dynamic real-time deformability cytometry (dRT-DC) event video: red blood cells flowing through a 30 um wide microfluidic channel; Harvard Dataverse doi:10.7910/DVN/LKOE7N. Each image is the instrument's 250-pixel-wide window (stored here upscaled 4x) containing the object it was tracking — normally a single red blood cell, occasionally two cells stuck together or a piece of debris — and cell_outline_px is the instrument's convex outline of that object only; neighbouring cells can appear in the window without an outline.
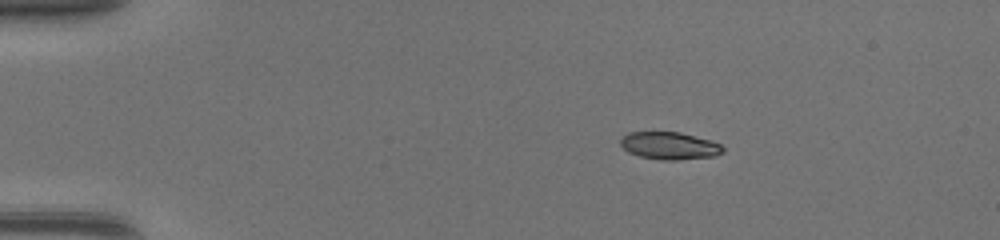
{"species": "common noctule bat (a hibernating species)", "species_latin": "Nyctalus noctula", "temperature_condition": "warm", "stored_images_in_passage": 40, "camera_frame_rate_fps": 3000, "um_per_image_px": 0.085, "animal": {"sex": "female", "body_mass_g": 17.0, "forearm_length_mm": 48.0}, "frame": {"image": 1, "passage_image": 1, "time_ms": 0.0, "image_size_px": [1000, 240], "cell_outline_px": [[724, 152], [716, 156], [676, 160], [664, 160], [640, 156], [628, 152], [620, 144], [620, 140], [628, 132], [680, 132], [708, 140], [720, 144], [724, 148]], "centroid_in_image_um": [56.91, 12.39], "position_along_channel_um": 28.1, "area_um2": 16.24}}
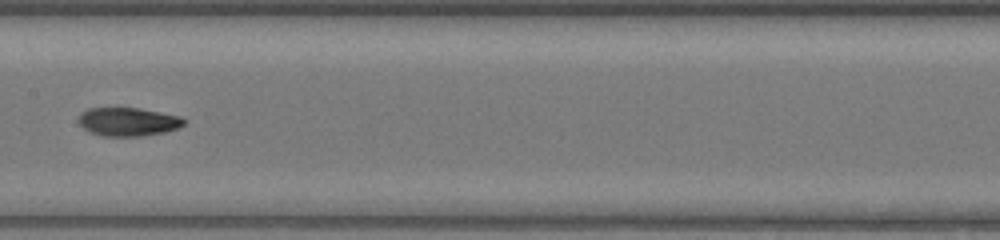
{"frame": {"image": 2, "passage_image": 18, "time_ms": 5.667, "image_size_px": [1000, 240], "cell_outline_px": [[188, 120], [180, 128], [164, 132], [144, 136], [104, 136], [88, 132], [76, 120], [80, 112], [88, 108], [140, 108], [180, 116]], "centroid_in_image_um": [10.88, 10.35], "position_along_channel_um": 196.5, "area_um2": 17.8}}
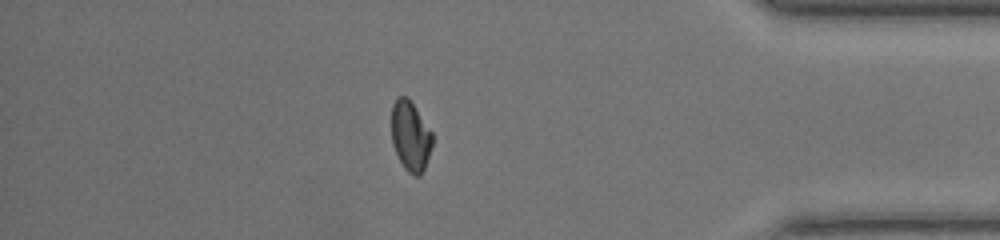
{"frame": {"image": 3, "passage_image": 34, "time_ms": 11.0, "image_size_px": [1000, 240], "cell_outline_px": [[432, 144], [424, 168], [420, 176], [416, 176], [408, 172], [404, 168], [396, 152], [392, 140], [392, 104], [396, 96], [408, 96], [432, 132]], "centroid_in_image_um": [34.88, 11.52], "position_along_channel_um": 400.3, "area_um2": 16.53}, "authors_computed_cell_mechanics": {"area_um2": 17.4267, "velocity_mm_per_s": 4.4011, "shape_relaxation_time_tau1_ms": null, "shape_relaxation_time_tau2_ms": 1.7339, "deformation_change_tau1": null, "deformation_change_tau2": 0.0686}}